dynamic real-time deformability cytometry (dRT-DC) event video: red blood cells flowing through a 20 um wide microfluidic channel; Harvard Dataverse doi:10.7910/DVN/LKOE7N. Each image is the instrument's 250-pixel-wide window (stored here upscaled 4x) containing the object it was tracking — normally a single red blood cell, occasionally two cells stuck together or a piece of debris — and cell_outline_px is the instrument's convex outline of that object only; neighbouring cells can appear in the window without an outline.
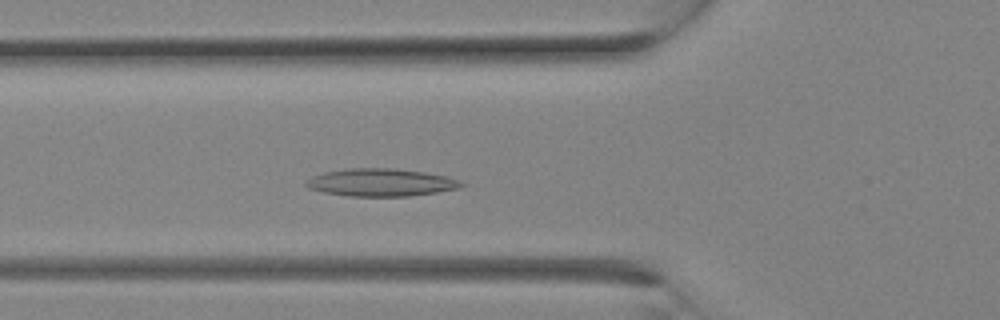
{"species": "Egyptian fruit bat (a non-hibernating species)", "species_latin": "Rousettus aegyptiacus", "temperature_condition": "room temperature", "stored_images_in_passage": 9, "camera_frame_rate_fps": 3000, "um_per_image_px": 0.085, "animal": {"sex": "female"}, "frame": {"image": 1, "passage_image": 7, "time_ms": 2.0, "image_size_px": [1000, 320], "cell_outline_px": [[468, 184], [460, 188], [436, 192], [408, 196], [348, 196], [324, 192], [308, 188], [304, 184], [304, 180], [312, 176], [324, 172], [348, 168], [392, 168], [424, 172], [448, 176], [460, 180]], "centroid_in_image_um": [32.39, 15.5], "position_along_channel_um": 93.4, "area_um2": 25.2}}
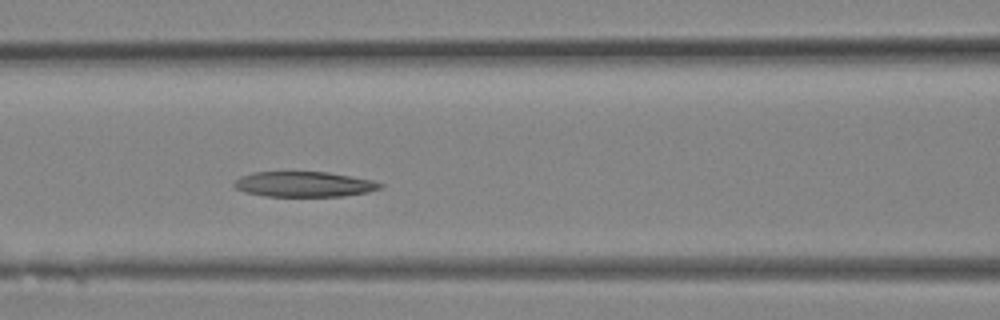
{"frame": {"image": 2, "passage_image": 9, "time_ms": 2.667, "image_size_px": [1000, 320], "cell_outline_px": [[384, 188], [368, 192], [344, 196], [264, 196], [244, 192], [236, 188], [232, 184], [240, 176], [252, 172], [328, 172], [372, 180], [384, 184]], "centroid_in_image_um": [25.85, 15.66], "position_along_channel_um": 140.7, "area_um2": 21.62}}